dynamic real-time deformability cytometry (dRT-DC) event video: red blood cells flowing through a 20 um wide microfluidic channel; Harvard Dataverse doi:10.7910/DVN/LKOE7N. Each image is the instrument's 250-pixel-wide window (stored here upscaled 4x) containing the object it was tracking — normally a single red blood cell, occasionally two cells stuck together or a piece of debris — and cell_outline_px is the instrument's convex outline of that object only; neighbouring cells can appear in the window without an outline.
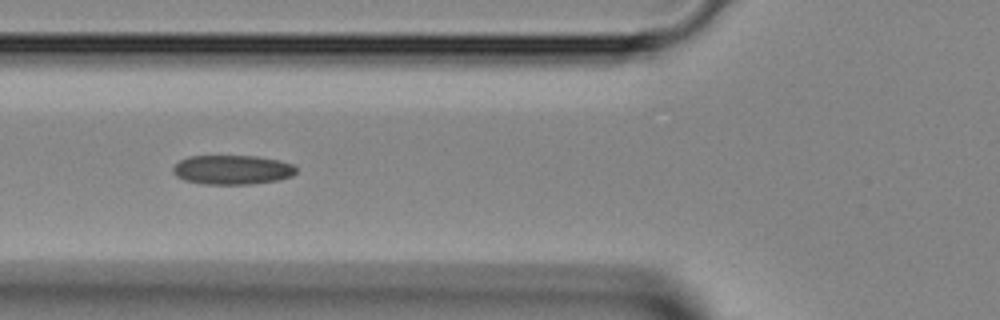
{"species": "Egyptian fruit bat (a non-hibernating species)", "species_latin": "Rousettus aegyptiacus", "temperature_condition": "room temperature", "stored_images_in_passage": 23, "camera_frame_rate_fps": 3000, "um_per_image_px": 0.085, "animal": {"sex": "female"}, "frame": {"image": 1, "passage_image": 7, "time_ms": 2.0, "image_size_px": [1000, 320], "cell_outline_px": [[296, 172], [292, 176], [276, 180], [252, 184], [200, 184], [184, 180], [176, 176], [172, 172], [172, 168], [180, 160], [188, 156], [256, 156], [280, 160], [292, 164], [296, 168]], "centroid_in_image_um": [19.72, 14.43], "position_along_channel_um": 106.1, "area_um2": 21.15}}
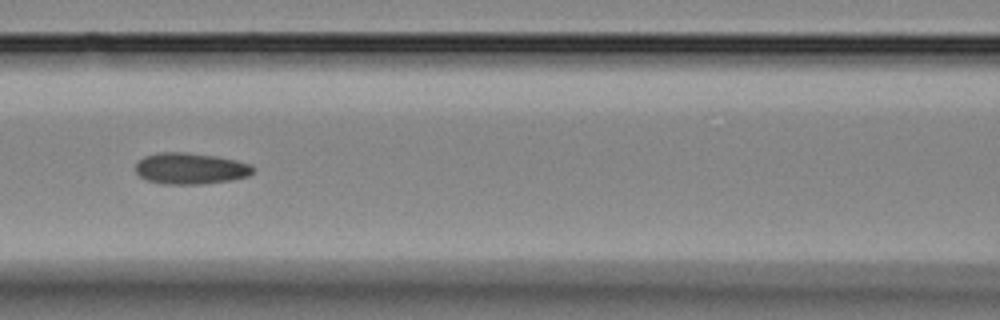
{"frame": {"image": 2, "passage_image": 10, "time_ms": 3.0, "image_size_px": [1000, 320], "cell_outline_px": [[256, 168], [248, 176], [232, 180], [204, 184], [164, 184], [148, 180], [140, 176], [136, 172], [136, 164], [144, 156], [160, 152], [184, 152], [216, 156], [236, 160], [252, 164]], "centroid_in_image_um": [16.22, 14.32], "position_along_channel_um": 150.4, "area_um2": 21.5}}
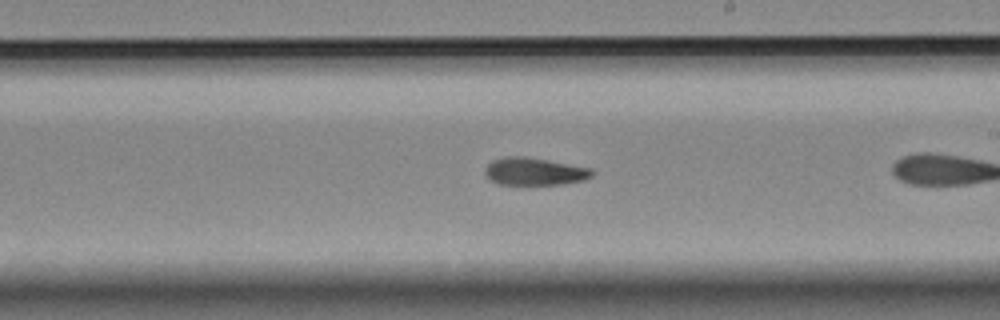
{"frame": {"image": 3, "passage_image": 14, "time_ms": 4.333, "image_size_px": [1000, 320], "cell_outline_px": [[596, 172], [592, 176], [584, 180], [560, 184], [500, 184], [488, 180], [484, 172], [484, 168], [492, 160], [504, 156], [524, 156], [548, 160], [592, 168]], "centroid_in_image_um": [45.41, 14.56], "position_along_channel_um": 243.6, "area_um2": 17.34}}